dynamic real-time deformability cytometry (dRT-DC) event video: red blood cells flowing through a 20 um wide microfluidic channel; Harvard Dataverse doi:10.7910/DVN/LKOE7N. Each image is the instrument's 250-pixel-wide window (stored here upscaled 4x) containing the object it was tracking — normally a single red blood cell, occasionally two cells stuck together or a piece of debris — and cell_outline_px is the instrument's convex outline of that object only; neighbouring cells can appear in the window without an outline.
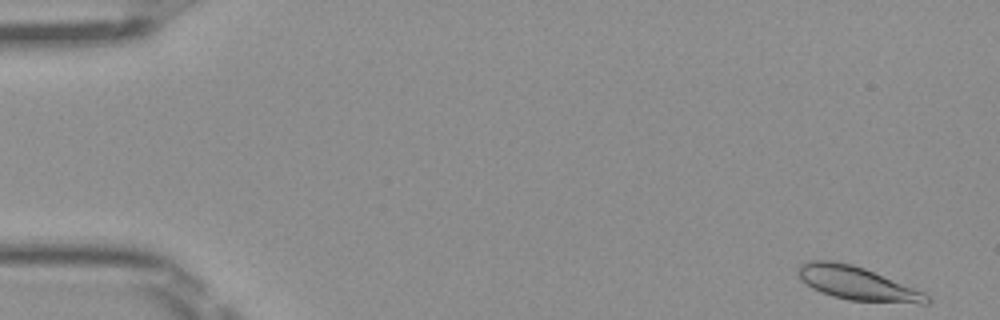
{"species": "Egyptian fruit bat (a non-hibernating species)", "species_latin": "Rousettus aegyptiacus", "temperature_condition": "room temperature", "stored_images_in_passage": 50, "camera_frame_rate_fps": 3000, "um_per_image_px": 0.085, "frame": {"image": 1, "passage_image": 1, "time_ms": 0.0, "image_size_px": [1000, 320], "cell_outline_px": [[932, 300], [928, 304], [920, 304], [848, 300], [832, 296], [820, 292], [812, 288], [796, 272], [796, 268], [800, 264], [808, 260], [832, 260], [852, 264], [864, 268], [924, 292]], "centroid_in_image_um": [72.86, 24.09], "position_along_channel_um": 12.1, "area_um2": 25.14}}
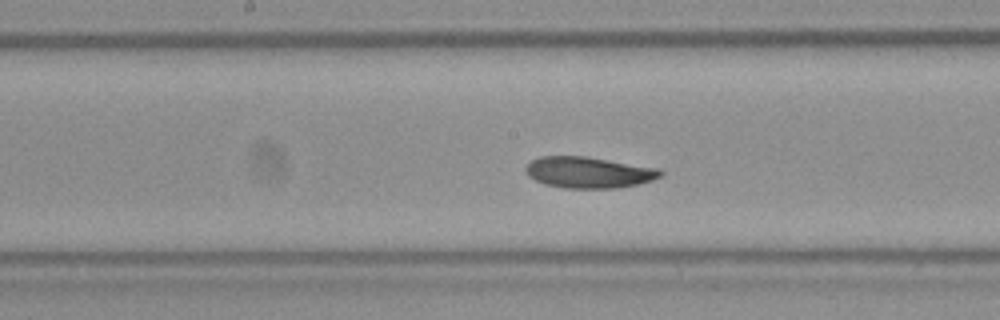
{"frame": {"image": 2, "passage_image": 25, "time_ms": 8.0, "image_size_px": [1000, 320], "cell_outline_px": [[664, 172], [660, 176], [652, 180], [636, 184], [616, 188], [564, 188], [544, 184], [528, 176], [524, 168], [532, 160], [540, 156], [584, 156], [660, 168]], "centroid_in_image_um": [50.02, 14.65], "position_along_channel_um": 198.2, "area_um2": 24.45}}
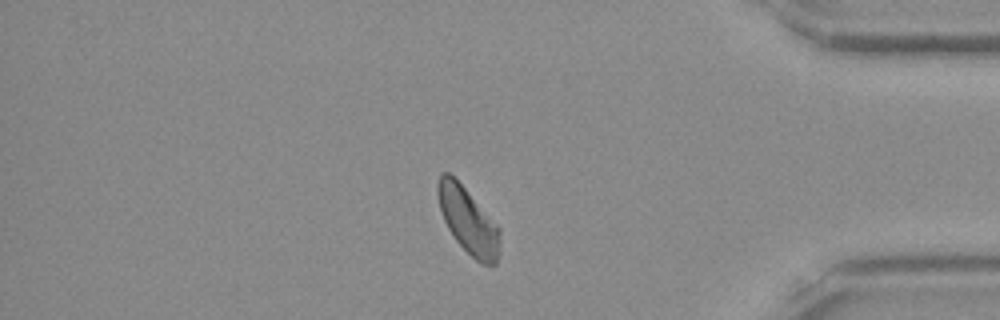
{"frame": {"image": 3, "passage_image": 42, "time_ms": 13.667, "image_size_px": [1000, 320], "cell_outline_px": [[500, 240], [496, 264], [484, 264], [476, 260], [456, 240], [448, 228], [444, 220], [440, 208], [436, 192], [436, 184], [440, 172], [448, 172], [464, 188], [500, 228]], "centroid_in_image_um": [39.76, 18.73], "position_along_channel_um": 395.4, "area_um2": 23.41}, "authors_computed_cell_mechanics": {"area_um2": 24.276, "velocity_mm_per_s": 3.9957, "shape_relaxation_time_tau1_ms": 4.2627, "shape_relaxation_time_tau2_ms": 6.6597, "deformation_change_tau1": 0.1141, "deformation_change_tau2": 0.1198}}